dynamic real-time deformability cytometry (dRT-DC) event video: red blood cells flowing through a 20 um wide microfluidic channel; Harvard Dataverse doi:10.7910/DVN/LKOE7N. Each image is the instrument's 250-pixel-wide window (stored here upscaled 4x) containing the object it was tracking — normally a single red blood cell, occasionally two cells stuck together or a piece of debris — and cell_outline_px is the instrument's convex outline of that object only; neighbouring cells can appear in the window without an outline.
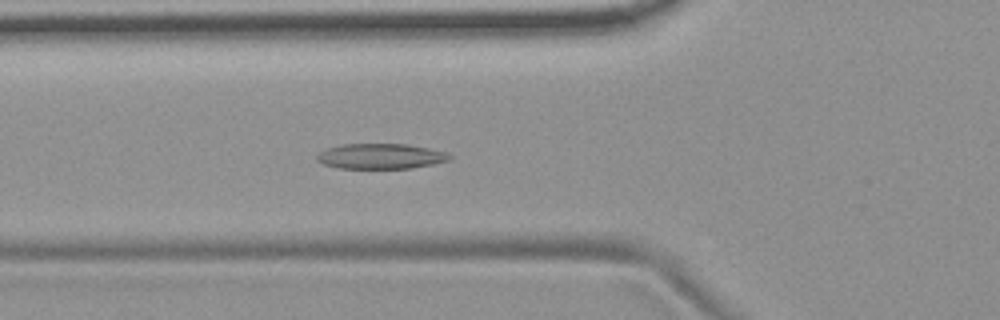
{"species": "common noctule bat (a hibernating species)", "species_latin": "Nyctalus noctula", "temperature_condition": "room temperature", "stored_images_in_passage": 55, "camera_frame_rate_fps": 3000, "um_per_image_px": 0.085, "animal": {"sex": "female", "body_mass_g": 19.9}, "frame": {"image": 1, "passage_image": 20, "time_ms": 6.333, "image_size_px": [1000, 320], "cell_outline_px": [[452, 156], [448, 160], [432, 164], [412, 168], [340, 168], [324, 164], [316, 160], [316, 156], [320, 152], [328, 148], [340, 144], [408, 144], [428, 148], [444, 152]], "centroid_in_image_um": [32.33, 13.27], "position_along_channel_um": 93.5, "area_um2": 19.36}}
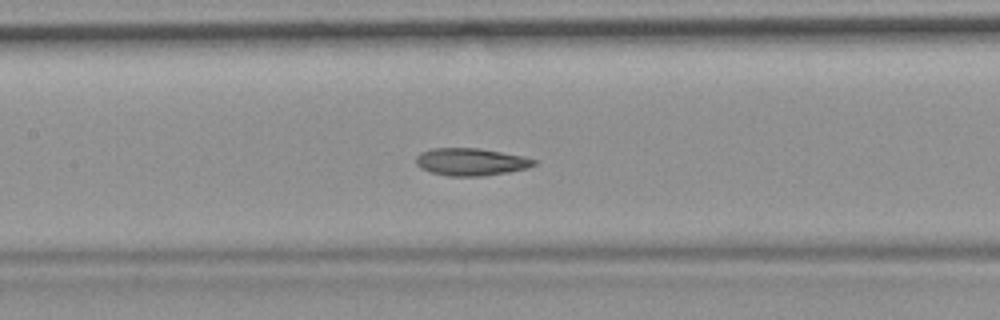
{"frame": {"image": 2, "passage_image": 26, "time_ms": 8.333, "image_size_px": [1000, 320], "cell_outline_px": [[536, 164], [528, 168], [508, 172], [484, 176], [448, 176], [432, 172], [420, 168], [416, 164], [416, 156], [420, 152], [432, 148], [476, 148], [524, 156], [536, 160]], "centroid_in_image_um": [40.02, 13.76], "position_along_channel_um": 167.4, "area_um2": 18.84}}
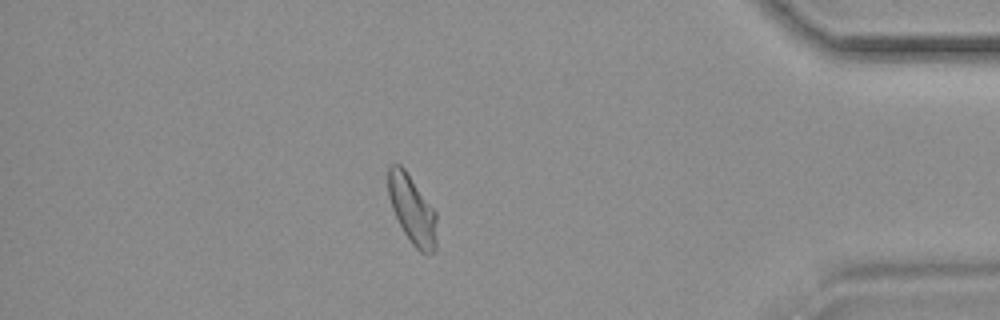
{"frame": {"image": 3, "passage_image": 48, "time_ms": 15.667, "image_size_px": [1000, 320], "cell_outline_px": [[436, 248], [432, 252], [420, 252], [412, 244], [404, 232], [392, 208], [388, 196], [388, 168], [392, 164], [400, 164], [404, 168], [436, 212]], "centroid_in_image_um": [35.03, 17.81], "position_along_channel_um": 400.2, "area_um2": 19.07}, "authors_computed_cell_mechanics": {"area_um2": 20.0566, "velocity_mm_per_s": 3.6876, "shape_relaxation_time_tau1_ms": 7.6556, "shape_relaxation_time_tau2_ms": 2.5701, "deformation_change_tau1": 0.1738, "deformation_change_tau2": 0.0868}}